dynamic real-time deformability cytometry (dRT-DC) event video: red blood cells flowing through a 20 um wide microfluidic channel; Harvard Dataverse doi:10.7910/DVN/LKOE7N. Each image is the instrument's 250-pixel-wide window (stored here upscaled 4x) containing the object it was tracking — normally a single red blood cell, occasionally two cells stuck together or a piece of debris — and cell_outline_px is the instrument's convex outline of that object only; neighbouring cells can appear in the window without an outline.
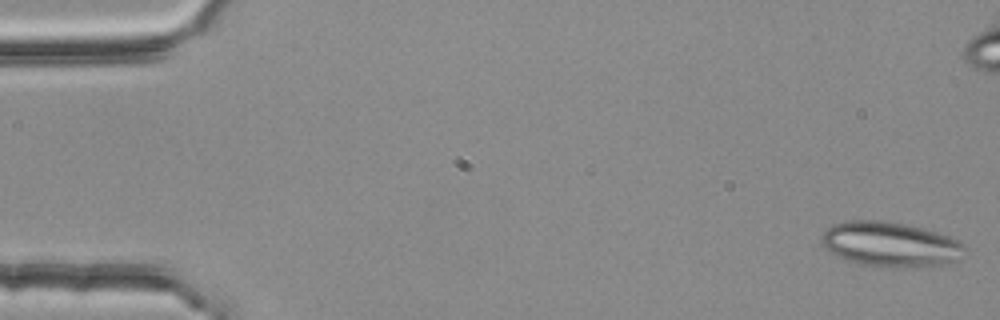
{"species": "common noctule bat (a hibernating species)", "species_latin": "Nyctalus noctula", "temperature_condition": "room temperature", "stored_images_in_passage": 54, "camera_frame_rate_fps": 3000, "um_per_image_px": 0.085, "animal": {"sex": "female", "body_mass_g": 25.1}, "frame": {"image": 1, "passage_image": 1, "time_ms": 0.0, "image_size_px": [1000, 320], "cell_outline_px": [[968, 248], [952, 260], [940, 264], [860, 264], [844, 260], [832, 256], [824, 248], [820, 240], [820, 236], [832, 224], [844, 220], [880, 220], [920, 228], [936, 232], [948, 236], [964, 244]], "centroid_in_image_um": [75.51, 20.7], "position_along_channel_um": 9.5, "area_um2": 36.07}}
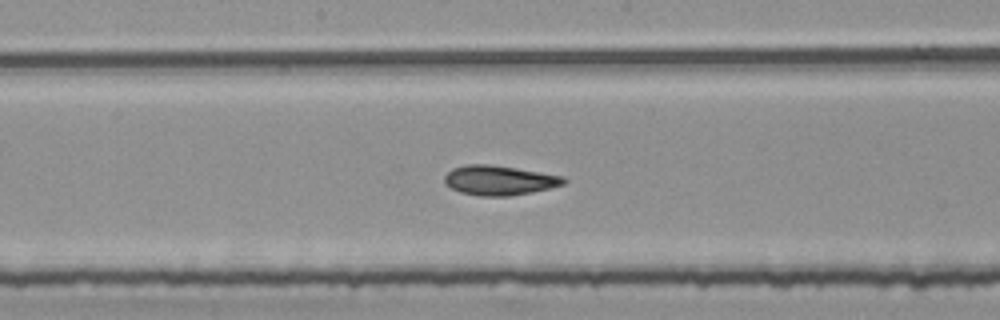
{"frame": {"image": 2, "passage_image": 28, "time_ms": 9.0, "image_size_px": [1000, 320], "cell_outline_px": [[568, 180], [564, 184], [532, 192], [508, 196], [480, 196], [460, 192], [444, 184], [444, 176], [452, 168], [464, 164], [488, 164], [516, 168], [564, 176]], "centroid_in_image_um": [42.41, 15.32], "position_along_channel_um": 205.8, "area_um2": 20.63}}
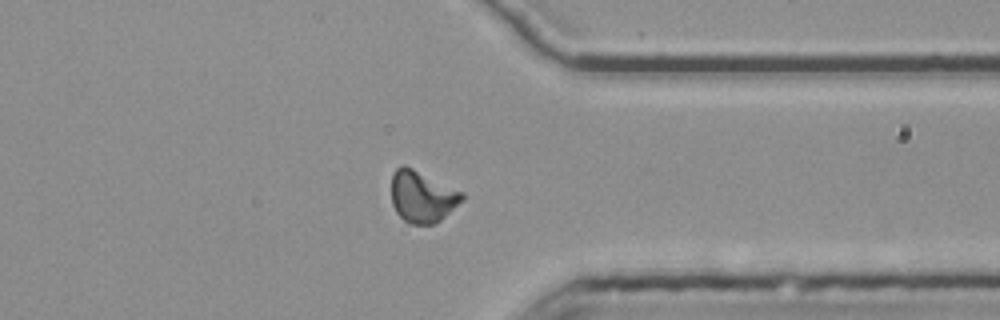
{"frame": {"image": 3, "passage_image": 42, "time_ms": 13.667, "image_size_px": [1000, 320], "cell_outline_px": [[464, 200], [440, 220], [432, 224], [412, 224], [404, 220], [396, 212], [392, 204], [392, 176], [396, 168], [400, 164], [404, 164], [464, 192]], "centroid_in_image_um": [35.89, 16.7], "position_along_channel_um": 375.5, "area_um2": 21.27}, "authors_computed_cell_mechanics": {"area_um2": 20.808, "velocity_mm_per_s": 3.7556, "shape_relaxation_time_tau1_ms": null, "shape_relaxation_time_tau2_ms": 4.1463, "deformation_change_tau1": null, "deformation_change_tau2": 0.0971}}